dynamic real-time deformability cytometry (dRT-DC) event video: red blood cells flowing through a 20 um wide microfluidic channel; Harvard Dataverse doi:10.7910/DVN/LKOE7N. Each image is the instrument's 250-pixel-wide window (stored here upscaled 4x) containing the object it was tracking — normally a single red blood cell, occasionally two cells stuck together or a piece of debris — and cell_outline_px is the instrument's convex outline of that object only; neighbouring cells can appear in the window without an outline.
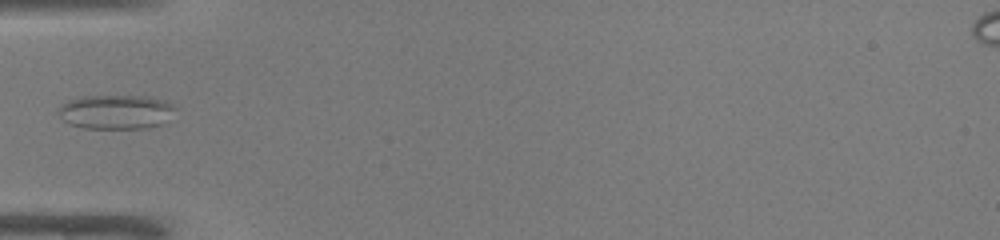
{"species": "common noctule bat (a hibernating species)", "species_latin": "Nyctalus noctula", "temperature_condition": "warm", "stored_images_in_passage": 34, "camera_frame_rate_fps": 3000, "um_per_image_px": 0.085, "animal": {"sex": "male", "body_mass_g": 19.0, "forearm_length_mm": 50.8}, "frame": {"image": 1, "passage_image": 1, "time_ms": 0.0, "image_size_px": [1000, 240], "cell_outline_px": [[176, 108], [164, 124], [148, 128], [84, 128], [72, 124], [64, 120], [56, 112], [60, 104], [68, 100], [80, 96], [148, 96], [164, 100], [172, 104]], "centroid_in_image_um": [9.85, 9.5], "position_along_channel_um": 75.2, "area_um2": 23.52}}
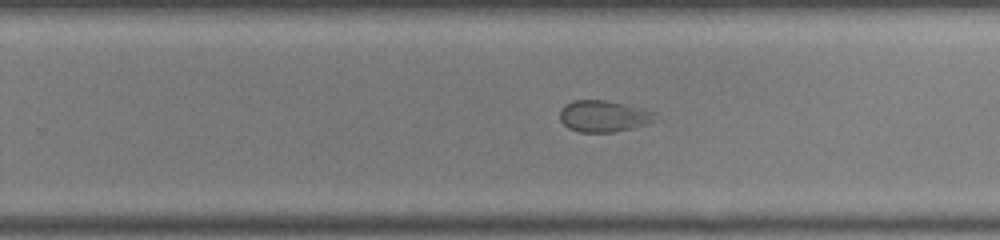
{"frame": {"image": 2, "passage_image": 16, "time_ms": 5.0, "image_size_px": [1000, 240], "cell_outline_px": [[660, 120], [648, 124], [632, 128], [612, 132], [580, 132], [568, 128], [560, 120], [560, 108], [564, 104], [572, 100], [604, 100], [624, 104], [656, 112]], "centroid_in_image_um": [51.33, 9.87], "position_along_channel_um": 278.5, "area_um2": 17.74}}
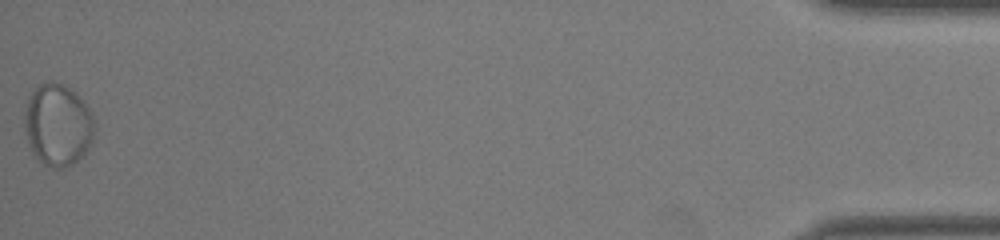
{"frame": {"image": 3, "passage_image": 34, "time_ms": 11.0, "image_size_px": [1000, 240], "cell_outline_px": [[92, 140], [88, 148], [72, 164], [64, 168], [52, 168], [36, 160], [32, 152], [24, 128], [24, 112], [28, 100], [32, 92], [40, 84], [48, 80], [52, 80], [76, 92], [84, 100], [92, 112]], "centroid_in_image_um": [4.88, 10.61], "position_along_channel_um": 430.3, "area_um2": 33.35}}